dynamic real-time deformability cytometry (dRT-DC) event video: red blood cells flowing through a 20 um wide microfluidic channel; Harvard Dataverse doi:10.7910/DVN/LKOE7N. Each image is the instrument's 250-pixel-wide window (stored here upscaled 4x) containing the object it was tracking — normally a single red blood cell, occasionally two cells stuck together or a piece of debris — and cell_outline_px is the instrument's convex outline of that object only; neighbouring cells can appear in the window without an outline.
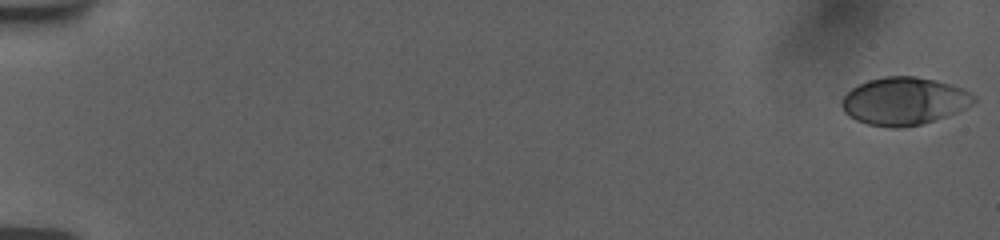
{"species": "human", "species_latin": "Homo sapiens", "temperature_condition": "room temperature", "stored_images_in_passage": 56, "camera_frame_rate_fps": 3000, "um_per_image_px": 0.085, "donor": {"sex": "female"}, "frame": {"image": 1, "passage_image": 1, "time_ms": 0.0, "image_size_px": [1000, 240], "cell_outline_px": [[976, 100], [972, 104], [956, 112], [920, 124], [900, 128], [888, 128], [868, 124], [856, 120], [848, 116], [844, 112], [840, 104], [844, 96], [852, 88], [868, 80], [884, 76], [916, 76], [936, 80], [960, 88], [976, 96]], "centroid_in_image_um": [76.81, 8.59], "position_along_channel_um": 8.2, "area_um2": 36.47}}
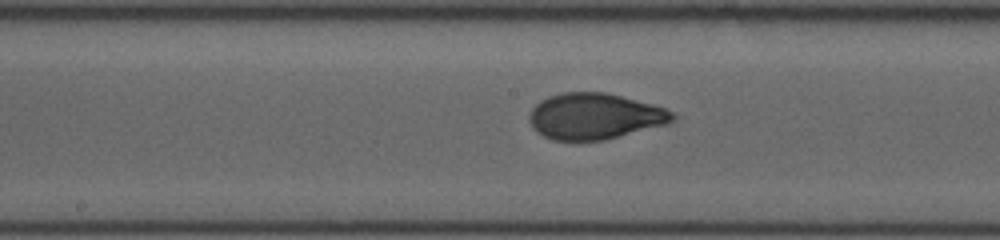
{"frame": {"image": 2, "passage_image": 31, "time_ms": 10.0, "image_size_px": [1000, 240], "cell_outline_px": [[676, 120], [668, 124], [604, 140], [576, 144], [552, 140], [536, 132], [532, 128], [528, 120], [528, 116], [532, 108], [540, 100], [548, 96], [560, 92], [608, 92], [652, 104], [676, 112]], "centroid_in_image_um": [50.52, 9.91], "position_along_channel_um": 197.7, "area_um2": 39.65}}
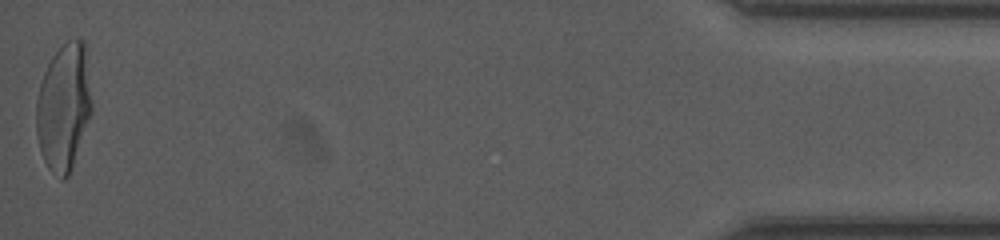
{"frame": {"image": 3, "passage_image": 56, "time_ms": 18.333, "image_size_px": [1000, 240], "cell_outline_px": [[92, 112], [68, 176], [64, 180], [60, 180], [48, 168], [40, 152], [36, 132], [36, 100], [40, 84], [44, 72], [52, 56], [68, 40], [84, 40], [92, 104]], "centroid_in_image_um": [5.4, 9.13], "position_along_channel_um": 429.8, "area_um2": 40.81}, "authors_computed_cell_mechanics": {"area_um2": 38.3214, "velocity_mm_per_s": 3.7723, "shape_relaxation_time_tau1_ms": 4.9355, "shape_relaxation_time_tau2_ms": 0.6746, "deformation_change_tau1": 0.1996, "deformation_change_tau2": 0.0594}}